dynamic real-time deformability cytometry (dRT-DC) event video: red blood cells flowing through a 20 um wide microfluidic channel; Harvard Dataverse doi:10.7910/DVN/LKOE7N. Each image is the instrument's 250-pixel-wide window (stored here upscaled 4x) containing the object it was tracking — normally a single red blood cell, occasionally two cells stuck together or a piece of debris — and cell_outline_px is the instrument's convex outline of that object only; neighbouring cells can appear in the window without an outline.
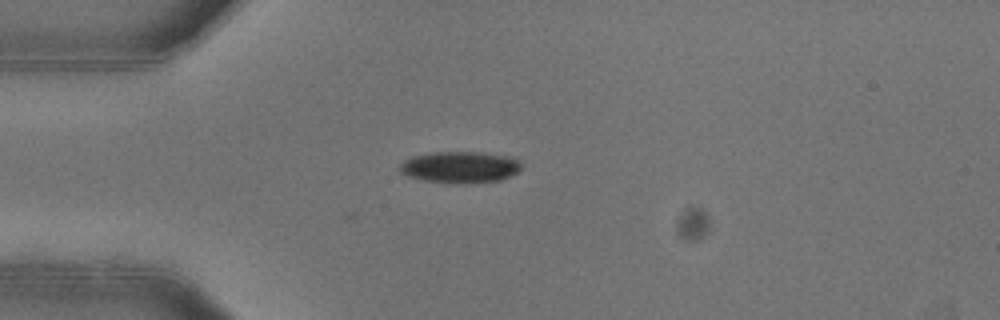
{"species": "common noctule bat (a hibernating species)", "species_latin": "Nyctalus noctula", "temperature_condition": "warm", "stored_images_in_passage": 2, "camera_frame_rate_fps": 3000, "um_per_image_px": 0.085, "animal": {"sex": "female"}, "frame": {"image": 1, "passage_image": 2, "time_ms": 0.333, "image_size_px": [1000, 320], "cell_outline_px": [[520, 168], [516, 172], [500, 180], [424, 180], [408, 176], [400, 172], [400, 164], [404, 160], [412, 156], [436, 152], [480, 152], [512, 156], [520, 160]], "centroid_in_image_um": [39.1, 14.13], "position_along_channel_um": 45.9, "area_um2": 21.15}}